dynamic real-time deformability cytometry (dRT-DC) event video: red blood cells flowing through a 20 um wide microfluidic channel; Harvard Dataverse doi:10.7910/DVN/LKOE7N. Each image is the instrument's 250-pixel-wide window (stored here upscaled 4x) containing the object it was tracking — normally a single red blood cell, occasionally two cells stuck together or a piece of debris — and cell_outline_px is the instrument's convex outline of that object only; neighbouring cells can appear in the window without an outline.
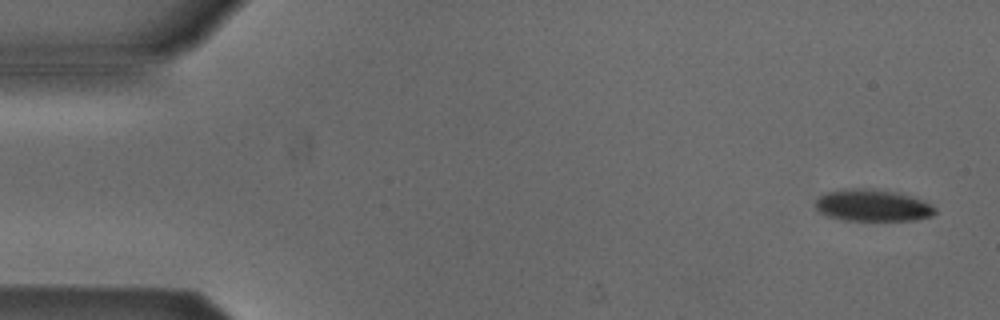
{"species": "Egyptian fruit bat (a non-hibernating species)", "species_latin": "Rousettus aegyptiacus", "temperature_condition": "cold", "stored_images_in_passage": 4, "camera_frame_rate_fps": 3000, "um_per_image_px": 0.085, "animal": {"sex": "male"}, "frame": {"image": 1, "passage_image": 1, "time_ms": 0.0, "image_size_px": [1000, 320], "cell_outline_px": [[936, 212], [932, 216], [916, 220], [844, 220], [828, 216], [820, 212], [816, 208], [816, 200], [824, 192], [844, 188], [872, 188], [896, 192], [912, 196], [924, 200], [932, 204], [936, 208]], "centroid_in_image_um": [74.19, 17.44], "position_along_channel_um": 10.8, "area_um2": 22.48}}